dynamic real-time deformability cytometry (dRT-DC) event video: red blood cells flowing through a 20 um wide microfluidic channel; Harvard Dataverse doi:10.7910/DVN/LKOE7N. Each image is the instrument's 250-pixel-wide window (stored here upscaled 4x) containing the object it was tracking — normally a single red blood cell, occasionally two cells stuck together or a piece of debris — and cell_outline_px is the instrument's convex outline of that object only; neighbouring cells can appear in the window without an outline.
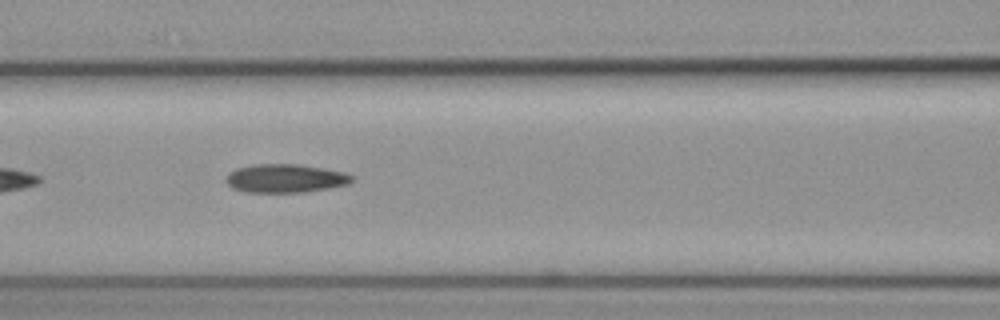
{"species": "common noctule bat (a hibernating species)", "species_latin": "Nyctalus noctula", "temperature_condition": "cold", "stored_images_in_passage": 15, "camera_frame_rate_fps": 3000, "um_per_image_px": 0.085, "animal": {"sex": "female", "body_mass_g": 19.3, "forearm_length_mm": 54.1}, "frame": {"image": 1, "passage_image": 9, "time_ms": 2.667, "image_size_px": [1000, 320], "cell_outline_px": [[352, 180], [348, 184], [328, 188], [304, 192], [248, 192], [232, 188], [224, 180], [236, 168], [252, 164], [300, 164], [324, 168], [344, 172], [352, 176]], "centroid_in_image_um": [24.25, 15.15], "position_along_channel_um": 142.4, "area_um2": 20.81}}
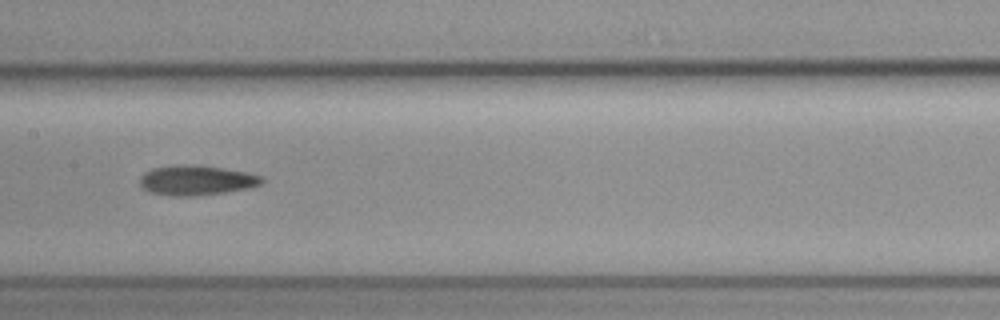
{"frame": {"image": 2, "passage_image": 13, "time_ms": 4.0, "image_size_px": [1000, 320], "cell_outline_px": [[264, 180], [260, 184], [252, 188], [196, 196], [172, 196], [148, 192], [140, 188], [140, 176], [144, 172], [152, 168], [172, 164], [200, 164], [248, 172], [264, 176]], "centroid_in_image_um": [16.68, 15.31], "position_along_channel_um": 190.7, "area_um2": 21.91}}